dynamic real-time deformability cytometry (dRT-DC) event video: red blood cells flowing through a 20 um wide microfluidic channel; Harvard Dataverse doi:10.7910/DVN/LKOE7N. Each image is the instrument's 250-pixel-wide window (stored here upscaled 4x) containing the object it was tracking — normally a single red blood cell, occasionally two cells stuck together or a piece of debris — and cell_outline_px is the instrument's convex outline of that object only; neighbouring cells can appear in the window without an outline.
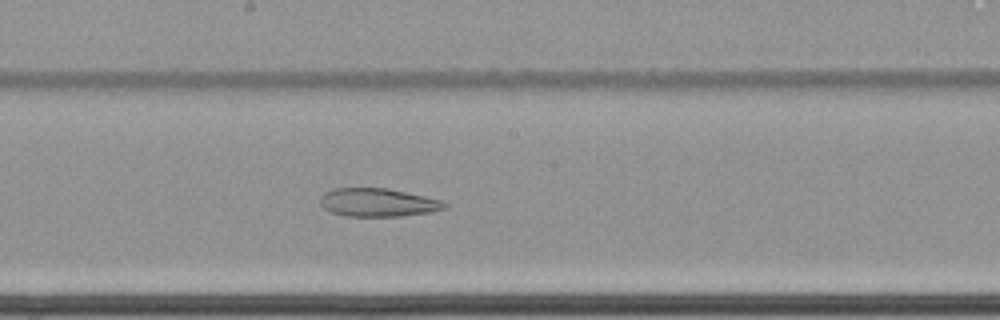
{"species": "common noctule bat (a hibernating species)", "species_latin": "Nyctalus noctula", "temperature_condition": "cold", "stored_images_in_passage": 66, "camera_frame_rate_fps": 3000, "um_per_image_px": 0.085, "animal": {"sex": "female", "body_mass_g": 22.7, "forearm_length_mm": 54.2}, "frame": {"image": 1, "passage_image": 40, "time_ms": 13.0, "image_size_px": [1000, 320], "cell_outline_px": [[448, 208], [432, 212], [400, 216], [348, 216], [328, 212], [320, 204], [320, 196], [324, 192], [332, 188], [388, 188], [444, 200], [448, 204]], "centroid_in_image_um": [32.14, 17.21], "position_along_channel_um": 216.1, "area_um2": 20.87}}
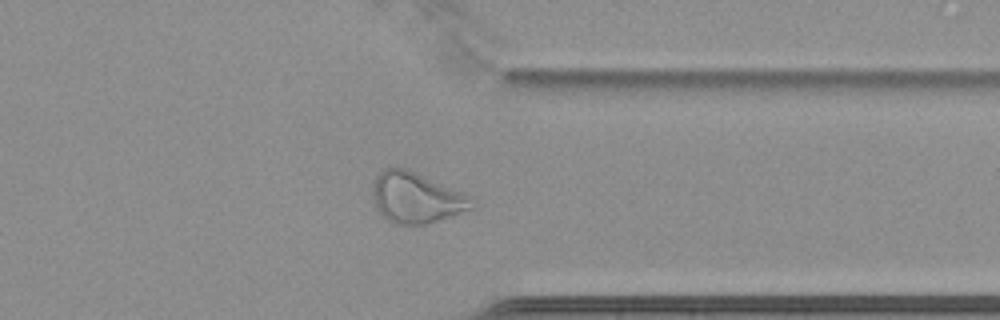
{"frame": {"image": 2, "passage_image": 54, "time_ms": 17.667, "image_size_px": [1000, 320], "cell_outline_px": [[476, 208], [428, 224], [396, 224], [388, 220], [380, 212], [372, 200], [372, 192], [376, 176], [384, 168], [396, 164], [416, 172], [460, 192], [476, 200]], "centroid_in_image_um": [35.38, 16.79], "position_along_channel_um": 376.0, "area_um2": 29.48}}